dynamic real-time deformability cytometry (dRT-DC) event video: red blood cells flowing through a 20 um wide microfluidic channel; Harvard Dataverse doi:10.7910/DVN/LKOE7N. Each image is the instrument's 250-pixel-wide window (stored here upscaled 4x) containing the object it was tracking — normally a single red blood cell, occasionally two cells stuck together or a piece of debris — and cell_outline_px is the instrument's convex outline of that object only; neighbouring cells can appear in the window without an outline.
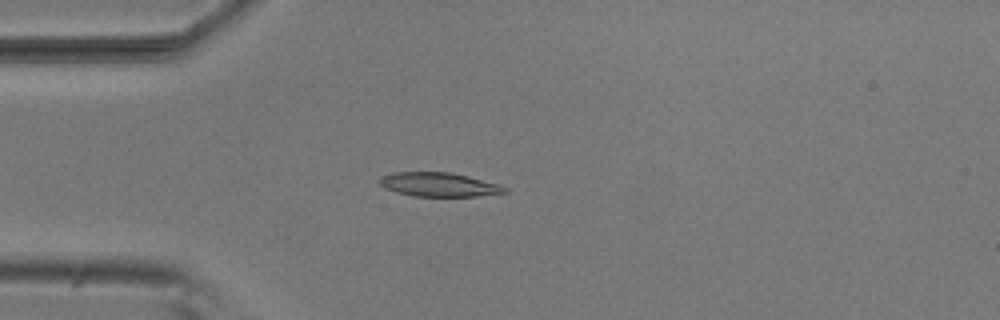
{"species": "common noctule bat (a hibernating species)", "species_latin": "Nyctalus noctula", "temperature_condition": "room temperature", "stored_images_in_passage": 32, "camera_frame_rate_fps": 3000, "um_per_image_px": 0.085, "animal": {"sex": "male", "body_mass_g": 20.5, "forearm_length_mm": 52.5}, "frame": {"image": 1, "passage_image": 3, "time_ms": 0.667, "image_size_px": [1000, 320], "cell_outline_px": [[508, 192], [476, 196], [412, 196], [396, 192], [384, 188], [376, 180], [380, 176], [392, 172], [452, 172], [500, 184], [508, 188]], "centroid_in_image_um": [37.27, 15.68], "position_along_channel_um": 47.7, "area_um2": 17.74}}
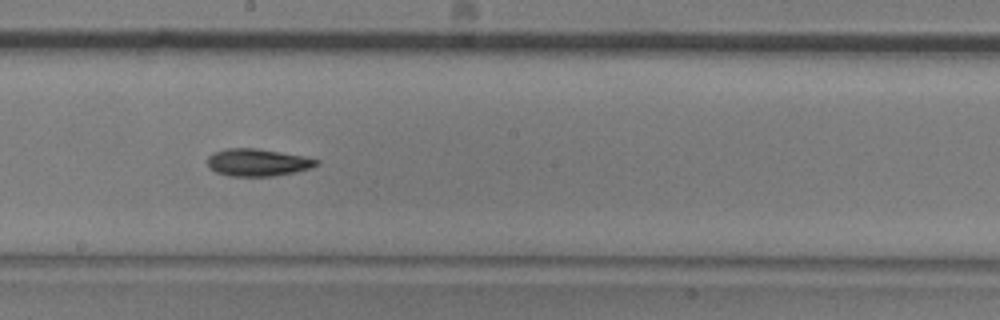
{"frame": {"image": 2, "passage_image": 18, "time_ms": 5.667, "image_size_px": [1000, 320], "cell_outline_px": [[320, 164], [312, 168], [296, 172], [272, 176], [228, 176], [216, 172], [208, 168], [208, 156], [212, 152], [228, 148], [256, 148], [304, 156], [320, 160]], "centroid_in_image_um": [21.91, 13.81], "position_along_channel_um": 226.3, "area_um2": 17.57}}
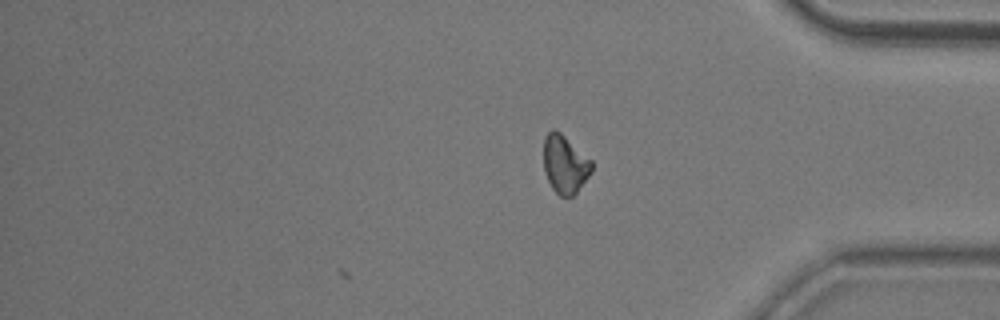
{"frame": {"image": 3, "passage_image": 32, "time_ms": 10.333, "image_size_px": [1000, 320], "cell_outline_px": [[592, 172], [576, 192], [572, 196], [560, 196], [552, 188], [544, 172], [544, 136], [552, 128], [560, 132], [592, 160]], "centroid_in_image_um": [48.01, 13.94], "position_along_channel_um": 387.2, "area_um2": 16.24}, "authors_computed_cell_mechanics": {"area_um2": 16.9354, "velocity_mm_per_s": 3.8077, "shape_relaxation_time_tau1_ms": 5.6376, "shape_relaxation_time_tau2_ms": null, "deformation_change_tau1": 0.1721, "deformation_change_tau2": null}}